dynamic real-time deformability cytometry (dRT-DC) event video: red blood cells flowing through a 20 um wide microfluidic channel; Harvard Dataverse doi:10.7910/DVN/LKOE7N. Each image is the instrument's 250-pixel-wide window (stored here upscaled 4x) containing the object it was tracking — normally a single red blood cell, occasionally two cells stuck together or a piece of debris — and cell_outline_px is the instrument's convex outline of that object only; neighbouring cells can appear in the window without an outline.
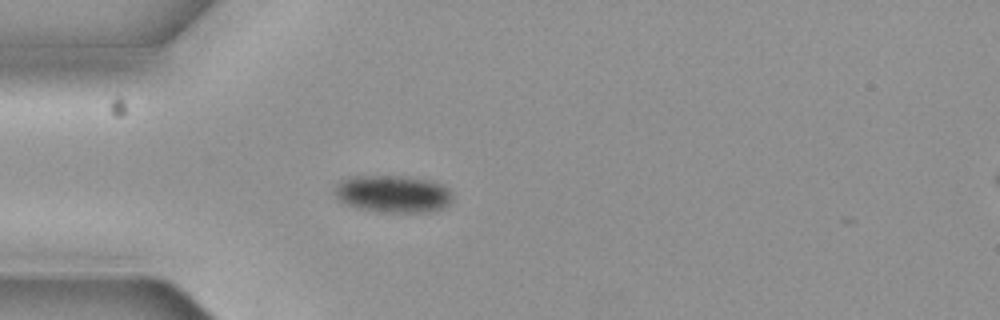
{"species": "common noctule bat (a hibernating species)", "species_latin": "Nyctalus noctula", "temperature_condition": "cold", "stored_images_in_passage": 2, "camera_frame_rate_fps": 3000, "um_per_image_px": 0.085, "animal": {"sex": "female", "body_mass_g": 19.3, "forearm_length_mm": 54.1}, "frame": {"image": 1, "passage_image": 1, "time_ms": 0.0, "image_size_px": [1000, 320], "cell_outline_px": [[452, 200], [448, 204], [432, 212], [376, 212], [356, 208], [344, 204], [332, 192], [336, 184], [340, 180], [348, 176], [408, 176], [432, 180], [444, 184], [452, 192]], "centroid_in_image_um": [33.38, 16.47], "position_along_channel_um": 51.6, "area_um2": 26.24}}